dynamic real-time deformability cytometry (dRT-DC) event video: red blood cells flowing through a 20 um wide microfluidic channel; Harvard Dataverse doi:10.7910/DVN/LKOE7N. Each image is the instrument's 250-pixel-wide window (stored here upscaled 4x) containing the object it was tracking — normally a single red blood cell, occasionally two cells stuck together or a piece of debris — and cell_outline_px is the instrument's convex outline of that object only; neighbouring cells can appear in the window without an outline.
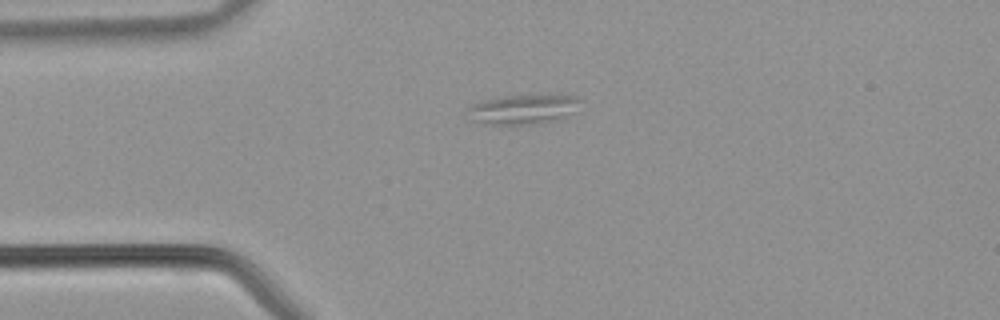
{"species": "common noctule bat (a hibernating species)", "species_latin": "Nyctalus noctula", "temperature_condition": "warm", "stored_images_in_passage": 32, "camera_frame_rate_fps": 3000, "um_per_image_px": 0.085, "animal": {"sex": "male", "body_mass_g": 21.5, "forearm_length_mm": 52.0}, "frame": {"image": 1, "passage_image": 1, "time_ms": 0.0, "image_size_px": [1000, 320], "cell_outline_px": [[580, 100], [572, 112], [564, 120], [536, 124], [488, 124], [468, 120], [464, 112], [472, 104], [480, 100], [504, 96], [552, 92], [560, 92], [576, 96]], "centroid_in_image_um": [44.47, 9.25], "position_along_channel_um": 40.5, "area_um2": 20.75}}
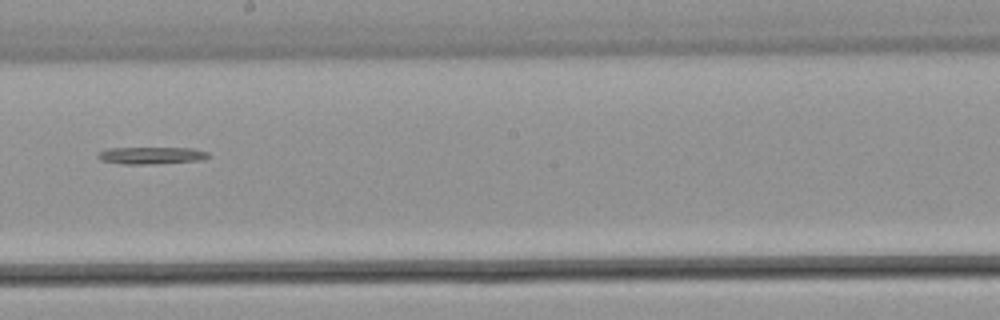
{"frame": {"image": 2, "passage_image": 14, "time_ms": 4.333, "image_size_px": [1000, 320], "cell_outline_px": [[212, 156], [204, 160], [152, 164], [120, 164], [100, 160], [96, 156], [96, 152], [104, 148], [192, 148], [208, 152]], "centroid_in_image_um": [12.83, 13.21], "position_along_channel_um": 235.4, "area_um2": 11.33}}
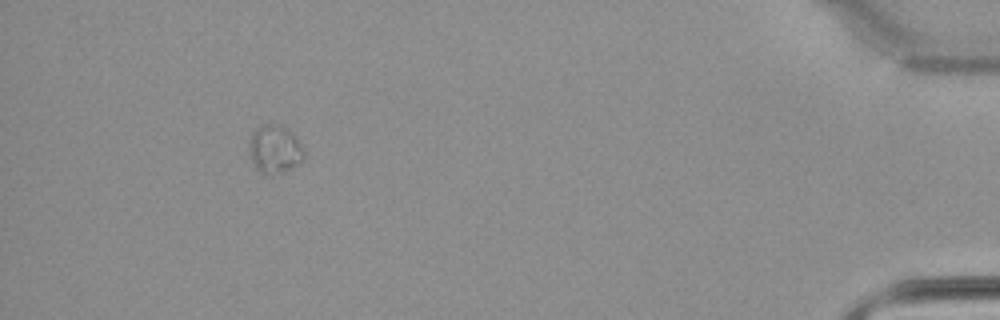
{"frame": {"image": 3, "passage_image": 29, "time_ms": 9.333, "image_size_px": [1000, 320], "cell_outline_px": [[304, 160], [300, 164], [292, 168], [280, 172], [260, 172], [256, 168], [248, 152], [248, 148], [252, 132], [256, 128], [264, 124], [280, 124], [296, 136], [304, 148]], "centroid_in_image_um": [23.37, 12.65], "position_along_channel_um": 411.8, "area_um2": 15.37}}